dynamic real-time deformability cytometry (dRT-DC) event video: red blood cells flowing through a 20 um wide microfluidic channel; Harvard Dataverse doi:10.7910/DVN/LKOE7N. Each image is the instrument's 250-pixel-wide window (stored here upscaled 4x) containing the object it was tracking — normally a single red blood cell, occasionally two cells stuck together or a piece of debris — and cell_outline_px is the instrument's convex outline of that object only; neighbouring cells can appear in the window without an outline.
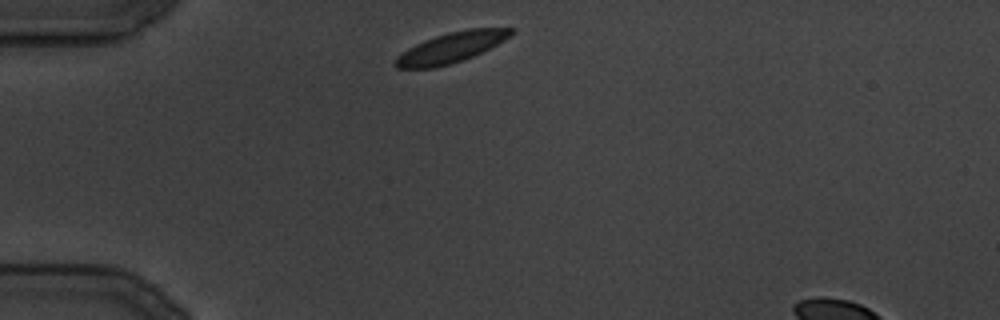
{"species": "common noctule bat (a hibernating species)", "species_latin": "Nyctalus noctula", "temperature_condition": "cold", "stored_images_in_passage": 93, "camera_frame_rate_fps": 3000, "um_per_image_px": 0.085, "animal": {"sex": "male", "body_mass_g": 19.5, "forearm_length_mm": 54.6}, "frame": {"image": 1, "passage_image": 1, "time_ms": 0.0, "image_size_px": [1000, 320], "cell_outline_px": [[516, 32], [504, 40], [464, 60], [432, 68], [396, 68], [392, 64], [396, 56], [408, 48], [424, 40], [448, 32], [468, 28], [516, 28]], "centroid_in_image_um": [38.32, 4.03], "position_along_channel_um": 46.7, "area_um2": 20.35}}
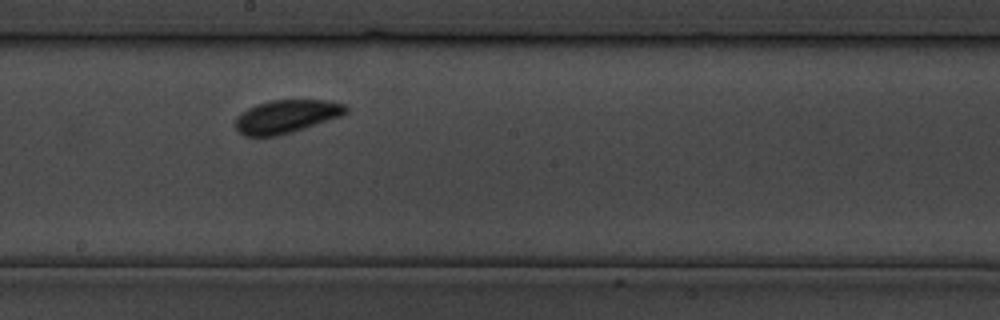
{"frame": {"image": 2, "passage_image": 40, "time_ms": 13.0, "image_size_px": [1000, 320], "cell_outline_px": [[348, 112], [340, 116], [280, 136], [244, 136], [236, 132], [236, 116], [240, 112], [256, 104], [268, 100], [328, 100], [348, 104]], "centroid_in_image_um": [24.32, 9.89], "position_along_channel_um": 223.9, "area_um2": 21.62}}
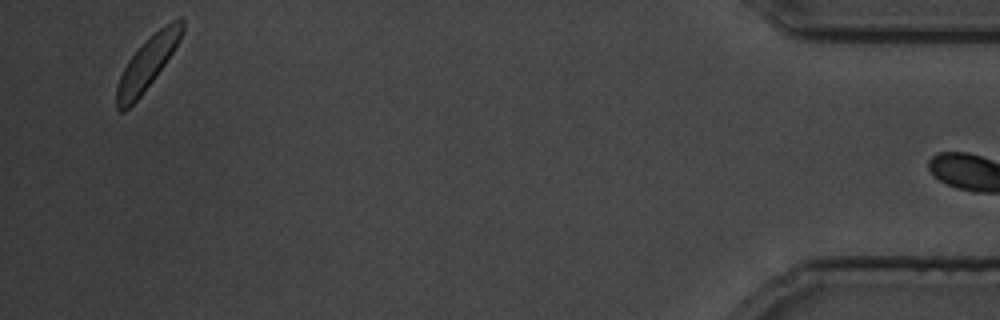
{"frame": {"image": 3, "passage_image": 92, "time_ms": 30.333, "image_size_px": [1000, 320], "cell_outline_px": [[184, 32], [180, 40], [164, 64], [140, 96], [124, 112], [120, 112], [116, 108], [116, 88], [120, 76], [128, 60], [160, 28], [172, 20], [180, 16], [184, 20]], "centroid_in_image_um": [12.53, 5.38], "position_along_channel_um": 422.7, "area_um2": 19.25}}